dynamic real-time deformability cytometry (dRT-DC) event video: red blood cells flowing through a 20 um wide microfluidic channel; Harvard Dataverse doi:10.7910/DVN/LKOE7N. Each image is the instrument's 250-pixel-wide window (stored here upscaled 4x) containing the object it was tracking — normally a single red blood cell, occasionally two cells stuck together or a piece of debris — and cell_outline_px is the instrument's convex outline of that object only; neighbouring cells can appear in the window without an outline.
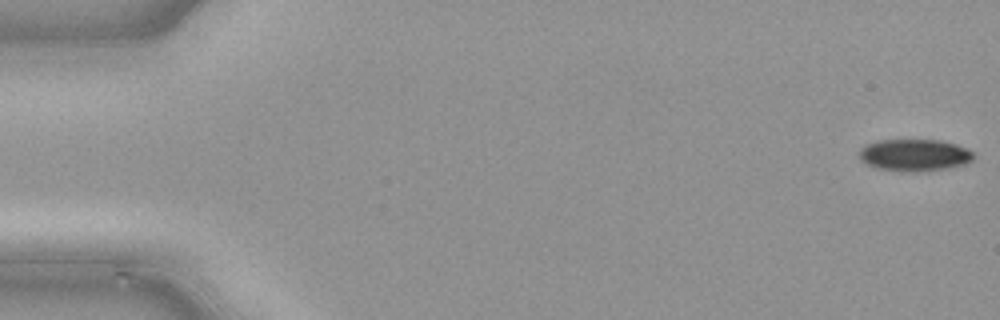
{"species": "common noctule bat (a hibernating species)", "species_latin": "Nyctalus noctula", "temperature_condition": "cold", "stored_images_in_passage": 48, "camera_frame_rate_fps": 3000, "um_per_image_px": 0.085, "animal": {"sex": "male", "body_mass_g": 21.5, "forearm_length_mm": 52.0}, "frame": {"image": 1, "passage_image": 1, "time_ms": 0.0, "image_size_px": [1000, 320], "cell_outline_px": [[976, 156], [972, 160], [964, 164], [944, 168], [880, 168], [868, 164], [860, 160], [860, 148], [864, 144], [876, 140], [940, 140], [956, 144], [968, 148]], "centroid_in_image_um": [77.74, 13.1], "position_along_channel_um": 7.3, "area_um2": 20.23}}
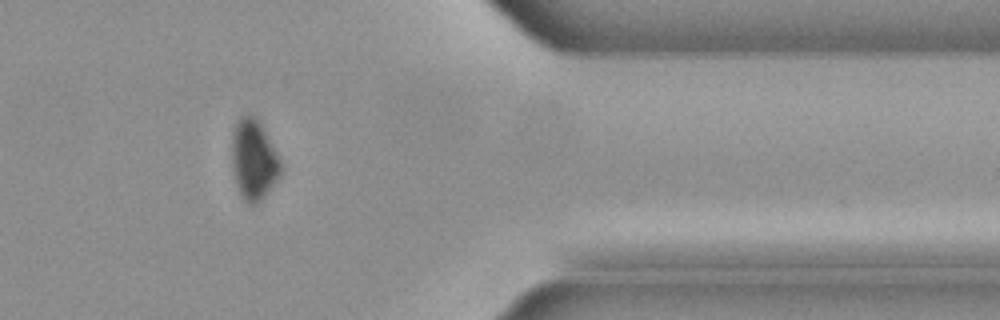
{"frame": {"image": 2, "passage_image": 40, "time_ms": 13.0, "image_size_px": [1000, 320], "cell_outline_px": [[280, 172], [272, 184], [260, 200], [256, 204], [248, 204], [244, 200], [236, 184], [232, 172], [232, 132], [240, 116], [256, 116], [264, 128], [280, 160]], "centroid_in_image_um": [21.52, 13.54], "position_along_channel_um": 389.9, "area_um2": 22.37}}
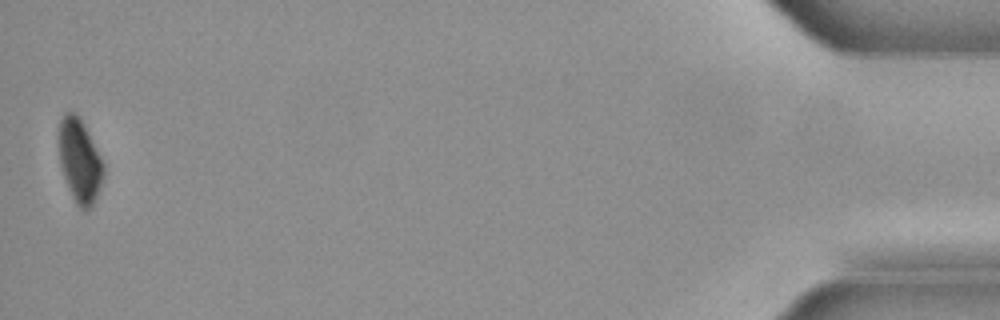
{"frame": {"image": 3, "passage_image": 48, "time_ms": 15.667, "image_size_px": [1000, 320], "cell_outline_px": [[104, 176], [100, 188], [92, 204], [88, 208], [80, 208], [76, 204], [68, 188], [60, 164], [56, 136], [60, 120], [64, 112], [76, 112], [80, 116], [104, 164]], "centroid_in_image_um": [6.73, 13.59], "position_along_channel_um": 428.5, "area_um2": 22.02}}